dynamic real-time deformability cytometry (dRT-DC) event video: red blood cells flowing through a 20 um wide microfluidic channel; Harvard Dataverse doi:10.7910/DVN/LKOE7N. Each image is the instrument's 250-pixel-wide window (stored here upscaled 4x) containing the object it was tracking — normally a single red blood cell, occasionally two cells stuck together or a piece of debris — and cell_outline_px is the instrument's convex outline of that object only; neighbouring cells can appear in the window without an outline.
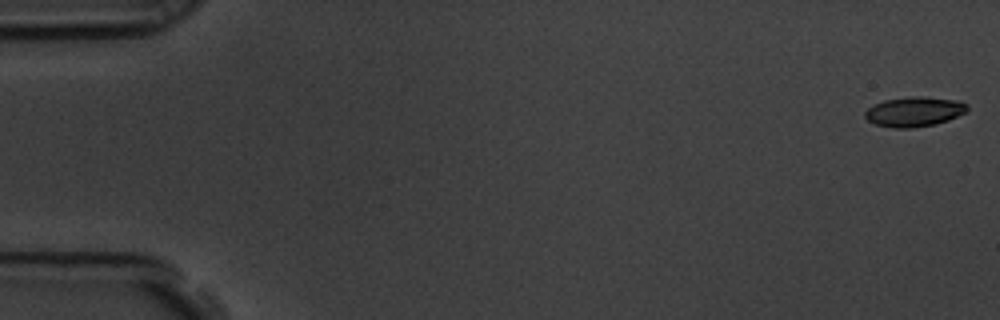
{"species": "common noctule bat (a hibernating species)", "species_latin": "Nyctalus noctula", "temperature_condition": "room temperature", "stored_images_in_passage": 58, "camera_frame_rate_fps": 3000, "um_per_image_px": 0.085, "animal": {"sex": "male", "body_mass_g": 19.5, "forearm_length_mm": 54.6}, "frame": {"image": 1, "passage_image": 1, "time_ms": 0.0, "image_size_px": [1000, 320], "cell_outline_px": [[968, 112], [948, 120], [936, 124], [912, 128], [892, 128], [876, 124], [868, 120], [864, 116], [864, 112], [872, 104], [884, 100], [912, 96], [924, 96], [960, 100], [968, 104]], "centroid_in_image_um": [77.74, 9.48], "position_along_channel_um": 7.3, "area_um2": 18.09}}
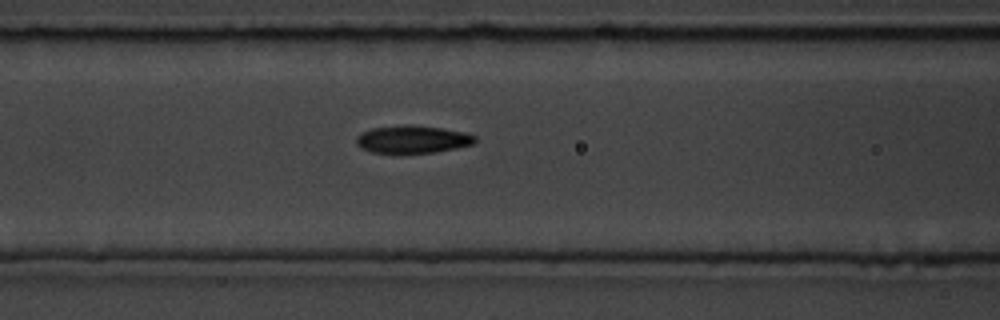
{"frame": {"image": 2, "passage_image": 24, "time_ms": 7.667, "image_size_px": [1000, 320], "cell_outline_px": [[476, 140], [472, 144], [456, 148], [436, 152], [400, 156], [372, 152], [360, 148], [356, 144], [356, 136], [360, 132], [372, 128], [404, 124], [440, 128], [464, 132], [476, 136]], "centroid_in_image_um": [34.99, 11.88], "position_along_channel_um": 131.6, "area_um2": 19.88}}
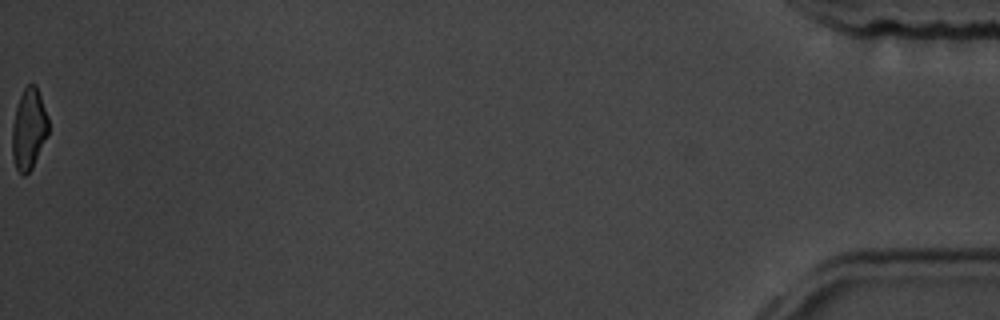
{"frame": {"image": 3, "passage_image": 58, "time_ms": 19.0, "image_size_px": [1000, 320], "cell_outline_px": [[48, 132], [32, 168], [24, 176], [16, 168], [12, 156], [12, 124], [16, 108], [20, 96], [24, 88], [28, 84], [36, 84], [48, 116]], "centroid_in_image_um": [2.44, 10.95], "position_along_channel_um": 432.8, "area_um2": 16.94}, "authors_computed_cell_mechanics": {"area_um2": 18.5827, "velocity_mm_per_s": 3.5615, "shape_relaxation_time_tau1_ms": 2.6891, "shape_relaxation_time_tau2_ms": 2.3686, "deformation_change_tau1": 0.1251, "deformation_change_tau2": 0.0918}}